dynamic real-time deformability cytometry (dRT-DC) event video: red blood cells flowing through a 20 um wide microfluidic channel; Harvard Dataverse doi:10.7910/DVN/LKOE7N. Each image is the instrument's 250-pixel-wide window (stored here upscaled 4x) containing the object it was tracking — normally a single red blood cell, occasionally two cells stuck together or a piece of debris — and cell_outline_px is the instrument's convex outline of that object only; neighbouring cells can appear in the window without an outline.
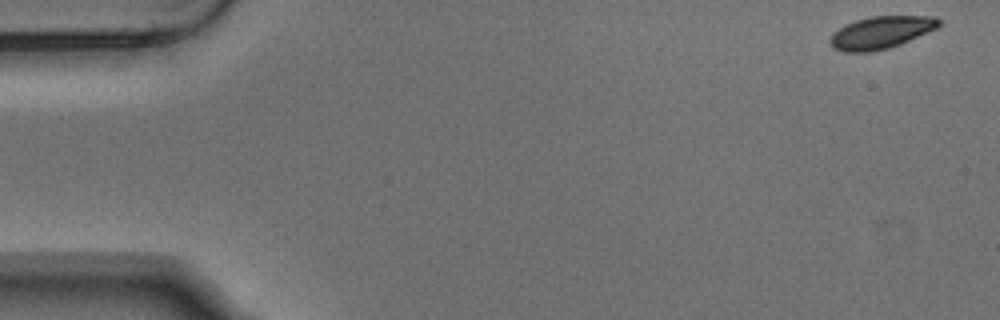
{"species": "Egyptian fruit bat (a non-hibernating species)", "species_latin": "Rousettus aegyptiacus", "temperature_condition": "warm", "stored_images_in_passage": 4, "camera_frame_rate_fps": 3000, "um_per_image_px": 0.085, "animal": {"sex": "male"}, "frame": {"image": 1, "passage_image": 1, "time_ms": 0.0, "image_size_px": [1000, 320], "cell_outline_px": [[940, 24], [936, 28], [900, 44], [888, 48], [872, 52], [844, 52], [832, 48], [828, 40], [832, 32], [844, 24], [856, 20], [872, 16], [936, 16], [940, 20]], "centroid_in_image_um": [74.81, 2.76], "position_along_channel_um": 10.2, "area_um2": 20.63}}
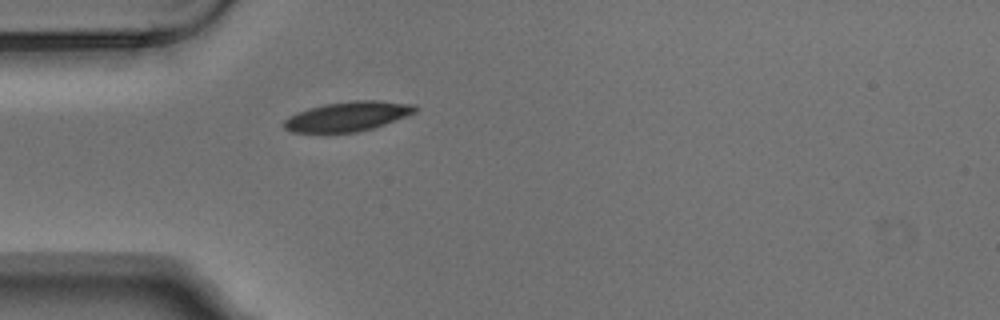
{"frame": {"image": 2, "passage_image": 4, "time_ms": 1.0, "image_size_px": [1000, 320], "cell_outline_px": [[416, 112], [384, 124], [372, 128], [356, 132], [292, 132], [284, 128], [284, 120], [288, 116], [296, 112], [308, 108], [324, 104], [352, 100], [380, 100], [416, 104]], "centroid_in_image_um": [29.54, 9.87], "position_along_channel_um": 55.5, "area_um2": 22.6}}